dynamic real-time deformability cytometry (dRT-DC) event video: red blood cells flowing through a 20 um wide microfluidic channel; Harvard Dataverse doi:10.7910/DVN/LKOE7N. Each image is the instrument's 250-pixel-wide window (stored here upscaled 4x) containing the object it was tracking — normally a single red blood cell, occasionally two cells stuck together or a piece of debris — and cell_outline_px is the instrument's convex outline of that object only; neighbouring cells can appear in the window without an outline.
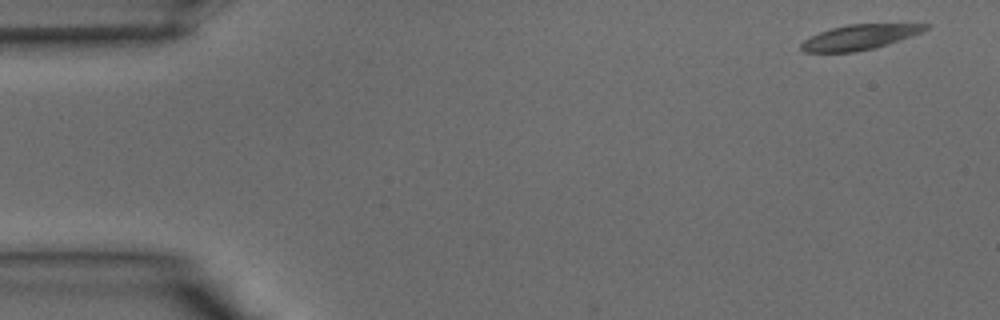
{"species": "common noctule bat (a hibernating species)", "species_latin": "Nyctalus noctula", "temperature_condition": "warm", "stored_images_in_passage": 8, "camera_frame_rate_fps": 3000, "um_per_image_px": 0.085, "animal": {"sex": "male", "body_mass_g": 15.6}, "frame": {"image": 1, "passage_image": 1, "time_ms": 0.0, "image_size_px": [1000, 320], "cell_outline_px": [[932, 24], [928, 28], [912, 36], [876, 48], [856, 52], [804, 52], [800, 48], [800, 44], [804, 40], [820, 32], [832, 28], [848, 24]], "centroid_in_image_um": [73.06, 3.16], "position_along_channel_um": 11.9, "area_um2": 18.03}}